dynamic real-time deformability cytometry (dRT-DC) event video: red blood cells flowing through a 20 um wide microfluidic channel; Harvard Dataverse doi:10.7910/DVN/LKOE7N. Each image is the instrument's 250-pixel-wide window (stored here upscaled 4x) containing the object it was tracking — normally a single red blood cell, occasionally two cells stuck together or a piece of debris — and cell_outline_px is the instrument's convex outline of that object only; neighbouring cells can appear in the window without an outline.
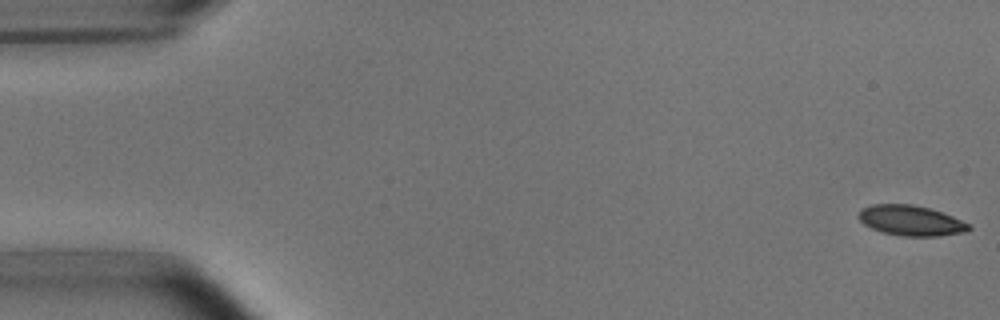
{"species": "common noctule bat (a hibernating species)", "species_latin": "Nyctalus noctula", "temperature_condition": "room temperature", "stored_images_in_passage": 53, "camera_frame_rate_fps": 3000, "um_per_image_px": 0.085, "animal": {"sex": "male", "body_mass_g": 15.6}, "frame": {"image": 1, "passage_image": 1, "time_ms": 0.0, "image_size_px": [1000, 320], "cell_outline_px": [[972, 228], [964, 232], [936, 236], [900, 236], [880, 232], [864, 224], [856, 216], [864, 208], [872, 204], [912, 204], [928, 208], [952, 216], [968, 224]], "centroid_in_image_um": [77.38, 18.75], "position_along_channel_um": 7.6, "area_um2": 19.25}}
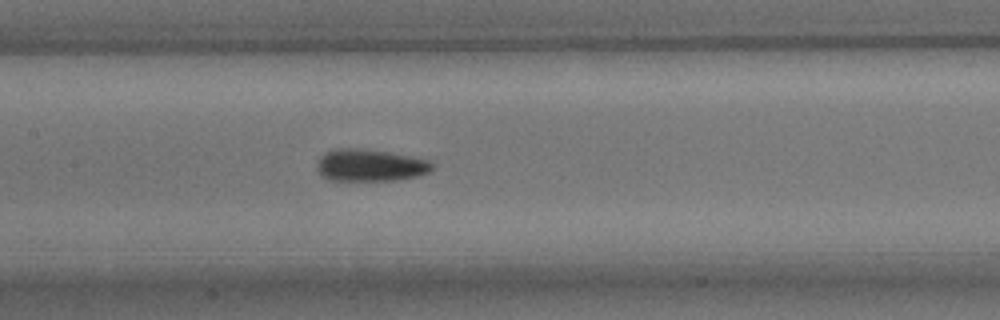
{"frame": {"image": 2, "passage_image": 25, "time_ms": 8.0, "image_size_px": [1000, 320], "cell_outline_px": [[432, 168], [428, 172], [420, 176], [396, 180], [328, 180], [320, 176], [316, 168], [316, 160], [324, 152], [332, 148], [356, 148], [388, 152], [428, 160], [432, 164]], "centroid_in_image_um": [31.37, 14.05], "position_along_channel_um": 176.0, "area_um2": 21.73}}
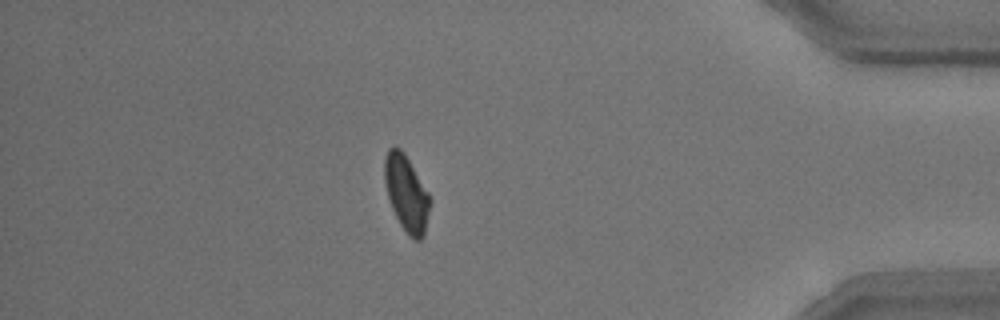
{"frame": {"image": 3, "passage_image": 46, "time_ms": 15.0, "image_size_px": [1000, 320], "cell_outline_px": [[432, 200], [424, 236], [420, 240], [412, 240], [408, 236], [400, 224], [392, 208], [388, 196], [384, 180], [384, 160], [388, 148], [392, 144], [400, 148], [404, 152], [428, 192]], "centroid_in_image_um": [34.55, 16.43], "position_along_channel_um": 400.6, "area_um2": 20.35}, "authors_computed_cell_mechanics": {"area_um2": 20.519, "velocity_mm_per_s": 3.7803, "shape_relaxation_time_tau1_ms": 3.0522, "shape_relaxation_time_tau2_ms": 2.5238, "deformation_change_tau1": 0.1039, "deformation_change_tau2": 0.0869}}